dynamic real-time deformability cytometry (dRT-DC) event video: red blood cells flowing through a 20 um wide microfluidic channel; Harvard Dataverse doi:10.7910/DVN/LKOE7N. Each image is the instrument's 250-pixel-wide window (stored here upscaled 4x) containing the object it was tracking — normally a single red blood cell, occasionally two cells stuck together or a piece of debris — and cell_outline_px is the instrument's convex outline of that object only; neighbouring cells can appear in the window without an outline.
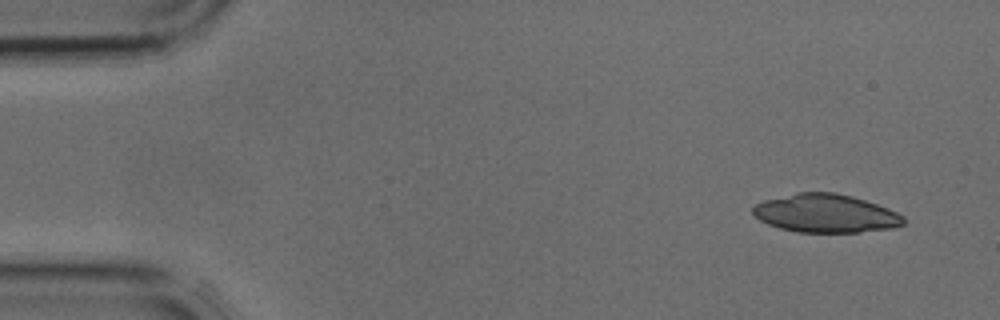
{"species": "common noctule bat (a hibernating species)", "species_latin": "Nyctalus noctula", "temperature_condition": "cold", "stored_images_in_passage": 4, "segment_of_instrument_passage": [1, 2], "camera_frame_rate_fps": 3000, "um_per_image_px": 0.085, "animal": {"sex": "male", "body_mass_g": 17.9, "forearm_length_mm": 54.2}, "frame": {"image": 1, "passage_image": 1, "time_ms": 0.0, "image_size_px": [1000, 320], "cell_outline_px": [[904, 224], [892, 228], [860, 232], [796, 232], [780, 228], [768, 224], [760, 220], [752, 212], [752, 208], [756, 204], [764, 200], [796, 192], [836, 192], [852, 196], [888, 208], [904, 216]], "centroid_in_image_um": [70.17, 18.13], "position_along_channel_um": 14.8, "area_um2": 33.64}}